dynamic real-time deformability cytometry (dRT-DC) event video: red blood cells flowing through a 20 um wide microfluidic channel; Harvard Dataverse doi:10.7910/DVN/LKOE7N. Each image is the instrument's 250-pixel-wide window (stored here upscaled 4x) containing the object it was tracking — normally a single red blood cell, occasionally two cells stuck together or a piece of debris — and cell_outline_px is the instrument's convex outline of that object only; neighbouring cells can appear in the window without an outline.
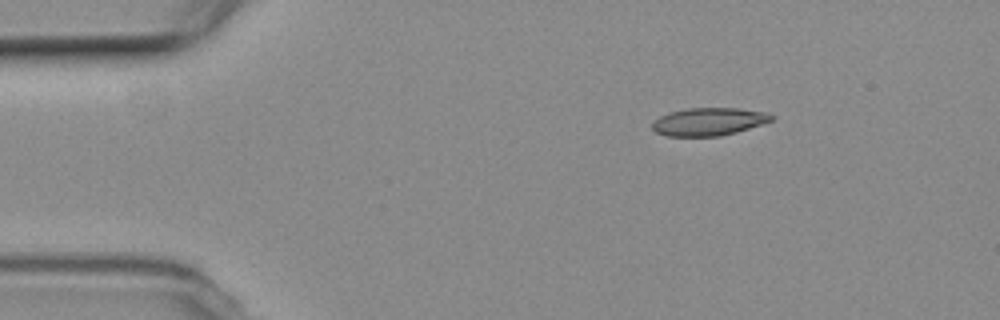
{"species": "common noctule bat (a hibernating species)", "species_latin": "Nyctalus noctula", "temperature_condition": "room temperature", "stored_images_in_passage": 3, "camera_frame_rate_fps": 3000, "um_per_image_px": 0.085, "animal": {"sex": "female", "body_mass_g": 19.3, "forearm_length_mm": 54.1}, "frame": {"image": 1, "passage_image": 1, "time_ms": 0.0, "image_size_px": [1000, 320], "cell_outline_px": [[772, 120], [736, 132], [720, 136], [668, 136], [656, 132], [652, 128], [652, 120], [668, 112], [688, 108], [740, 108], [764, 112], [772, 116]], "centroid_in_image_um": [60.17, 10.33], "position_along_channel_um": 24.8, "area_um2": 19.19}}
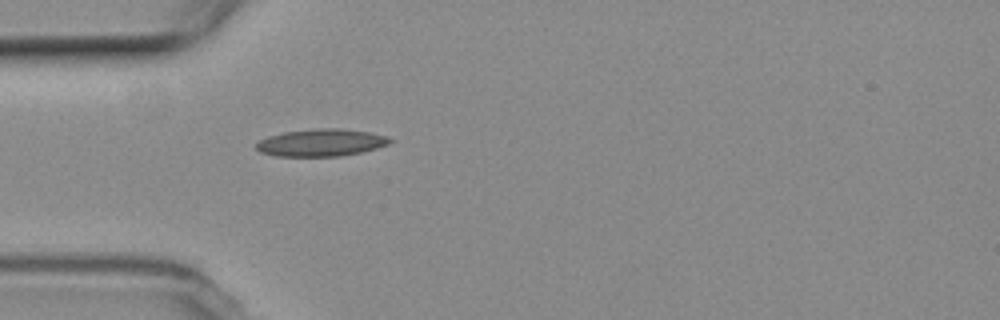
{"frame": {"image": 2, "passage_image": 3, "time_ms": 2.667, "image_size_px": [1000, 320], "cell_outline_px": [[392, 140], [388, 144], [376, 148], [360, 152], [340, 156], [276, 156], [260, 152], [256, 148], [256, 144], [260, 140], [268, 136], [284, 132], [316, 128], [340, 128], [368, 132], [384, 136]], "centroid_in_image_um": [27.25, 12.12], "position_along_channel_um": 57.7, "area_um2": 21.04}}